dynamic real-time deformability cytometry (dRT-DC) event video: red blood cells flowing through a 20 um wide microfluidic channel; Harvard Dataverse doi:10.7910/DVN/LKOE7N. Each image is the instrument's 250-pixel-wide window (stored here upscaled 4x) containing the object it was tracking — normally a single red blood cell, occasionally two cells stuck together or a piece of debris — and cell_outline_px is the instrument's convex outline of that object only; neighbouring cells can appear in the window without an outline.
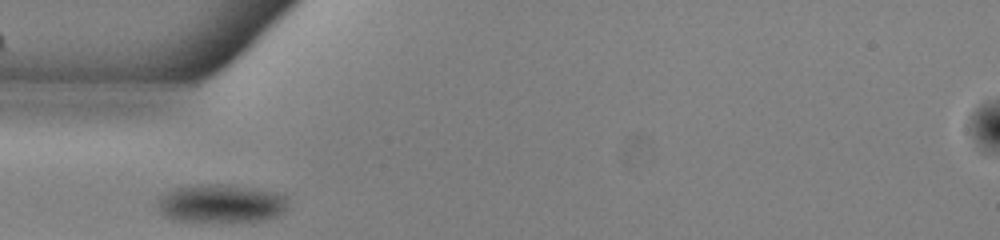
{"species": "common noctule bat (a hibernating species)", "species_latin": "Nyctalus noctula", "temperature_condition": "warm", "stored_images_in_passage": 37, "camera_frame_rate_fps": 3000, "um_per_image_px": 0.085, "animal": {"sex": "male", "body_mass_g": 13.0, "forearm_length_mm": 53.1}, "frame": {"image": 1, "passage_image": 1, "time_ms": 0.0, "image_size_px": [1000, 240], "cell_outline_px": [[288, 212], [280, 216], [268, 220], [232, 224], [172, 220], [164, 216], [156, 208], [156, 204], [160, 192], [176, 188], [196, 184], [220, 184], [256, 188], [276, 192], [284, 196], [288, 204]], "centroid_in_image_um": [18.78, 17.35], "position_along_channel_um": 66.2, "area_um2": 30.81}}
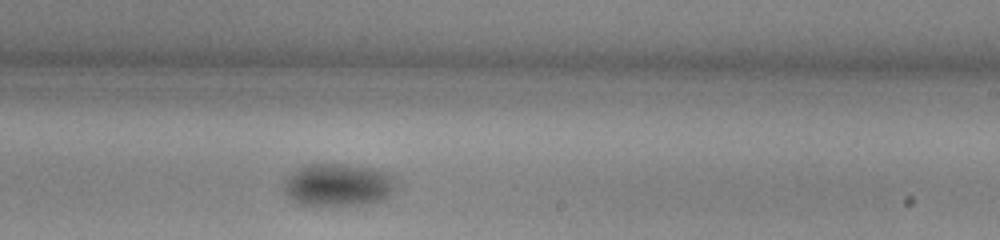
{"frame": {"image": 2, "passage_image": 16, "time_ms": 5.0, "image_size_px": [1000, 240], "cell_outline_px": [[396, 188], [384, 200], [368, 204], [316, 208], [300, 204], [292, 200], [288, 196], [284, 188], [284, 180], [296, 168], [308, 164], [344, 164], [372, 168], [396, 176]], "centroid_in_image_um": [28.74, 15.76], "position_along_channel_um": 260.3, "area_um2": 28.78}}
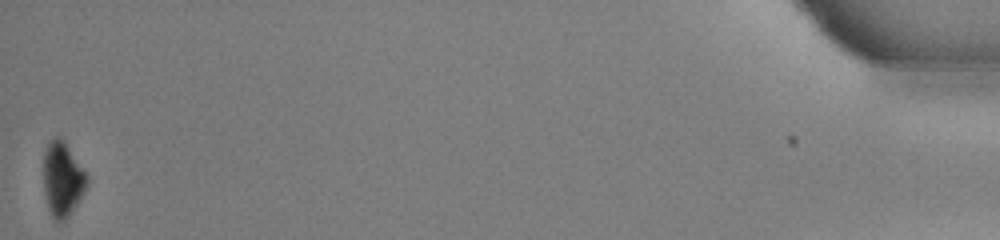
{"frame": {"image": 3, "passage_image": 37, "time_ms": 12.0, "image_size_px": [1000, 240], "cell_outline_px": [[88, 184], [84, 192], [68, 216], [60, 224], [52, 220], [44, 196], [44, 152], [48, 144], [56, 136], [60, 136], [88, 176]], "centroid_in_image_um": [5.3, 15.29], "position_along_channel_um": 429.9, "area_um2": 18.73}, "authors_computed_cell_mechanics": {"area_um2": 26.7036, "velocity_mm_per_s": 3.8881, "shape_relaxation_time_tau1_ms": 6.4981, "shape_relaxation_time_tau2_ms": null, "deformation_change_tau1": 0.1022, "deformation_change_tau2": null}}